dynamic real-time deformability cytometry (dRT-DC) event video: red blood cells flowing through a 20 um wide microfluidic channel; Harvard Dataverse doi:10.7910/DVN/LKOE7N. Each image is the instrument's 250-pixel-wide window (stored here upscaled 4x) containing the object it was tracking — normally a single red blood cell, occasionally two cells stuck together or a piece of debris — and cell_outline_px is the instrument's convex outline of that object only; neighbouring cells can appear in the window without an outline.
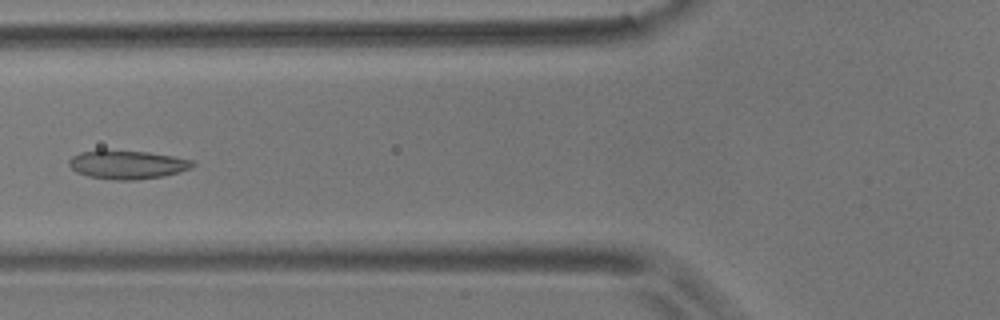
{"species": "common noctule bat (a hibernating species)", "species_latin": "Nyctalus noctula", "temperature_condition": "room temperature", "stored_images_in_passage": 4, "camera_frame_rate_fps": 3000, "um_per_image_px": 0.085, "animal": {"sex": "male", "body_mass_g": 17.9}, "frame": {"image": 1, "passage_image": 4, "time_ms": 1.0, "image_size_px": [1000, 320], "cell_outline_px": [[196, 164], [180, 172], [164, 176], [136, 180], [116, 180], [88, 176], [76, 172], [68, 164], [68, 160], [72, 156], [80, 152], [104, 148], [148, 152], [196, 160]], "centroid_in_image_um": [10.8, 13.97], "position_along_channel_um": 115.0, "area_um2": 21.1}}